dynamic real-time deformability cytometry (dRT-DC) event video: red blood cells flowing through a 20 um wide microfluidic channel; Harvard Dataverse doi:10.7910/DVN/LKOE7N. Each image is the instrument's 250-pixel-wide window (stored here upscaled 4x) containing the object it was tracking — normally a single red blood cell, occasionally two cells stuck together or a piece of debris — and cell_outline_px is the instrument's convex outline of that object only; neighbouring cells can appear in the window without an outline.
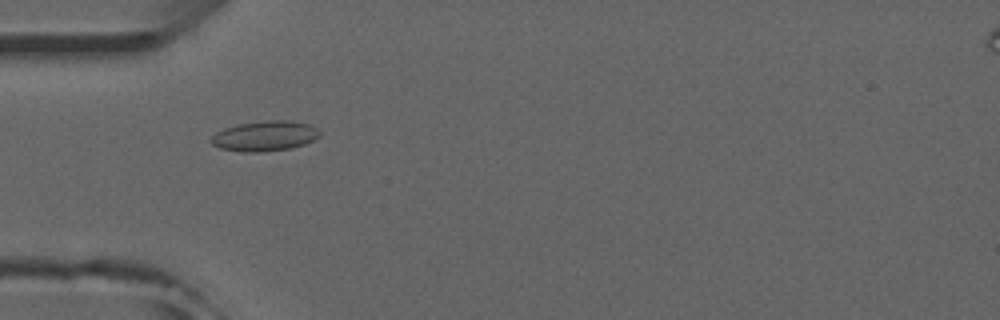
{"species": "common noctule bat (a hibernating species)", "species_latin": "Nyctalus noctula", "temperature_condition": "room temperature", "stored_images_in_passage": 30, "camera_frame_rate_fps": 3000, "um_per_image_px": 0.085, "animal": {"sex": "male", "forearm_length_mm": 52.5}, "frame": {"image": 1, "passage_image": 9, "time_ms": 2.667, "image_size_px": [1000, 320], "cell_outline_px": [[320, 136], [304, 144], [292, 148], [260, 152], [244, 152], [220, 148], [212, 144], [208, 140], [216, 132], [224, 128], [236, 124], [268, 120], [288, 120], [308, 124], [316, 128], [320, 132]], "centroid_in_image_um": [22.47, 11.56], "position_along_channel_um": 62.5, "area_um2": 19.13}}
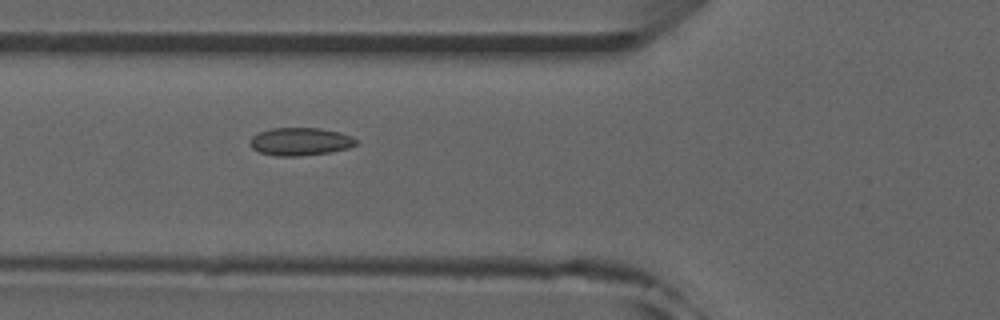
{"frame": {"image": 2, "passage_image": 12, "time_ms": 3.667, "image_size_px": [1000, 320], "cell_outline_px": [[356, 144], [348, 148], [328, 152], [300, 156], [276, 156], [260, 152], [252, 148], [248, 144], [248, 140], [252, 136], [260, 132], [272, 128], [320, 128], [340, 132], [352, 136], [356, 140]], "centroid_in_image_um": [25.48, 12.03], "position_along_channel_um": 100.3, "area_um2": 17.22}}
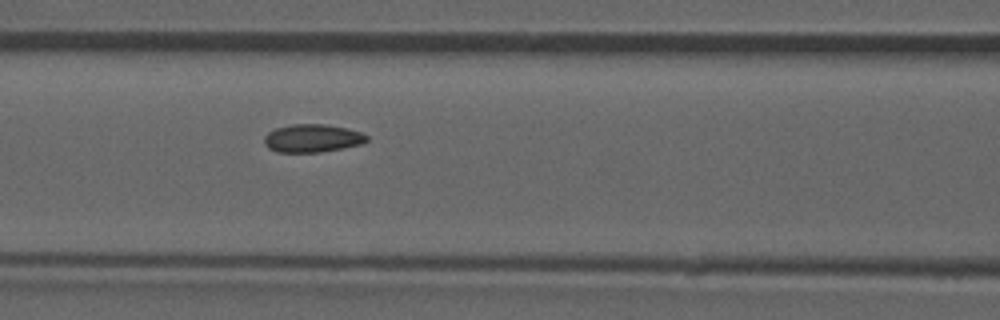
{"frame": {"image": 3, "passage_image": 15, "time_ms": 4.667, "image_size_px": [1000, 320], "cell_outline_px": [[368, 140], [360, 144], [320, 152], [276, 152], [268, 148], [264, 144], [264, 136], [268, 132], [276, 128], [292, 124], [324, 124], [348, 128], [360, 132], [368, 136]], "centroid_in_image_um": [26.51, 11.74], "position_along_channel_um": 140.1, "area_um2": 16.7}}